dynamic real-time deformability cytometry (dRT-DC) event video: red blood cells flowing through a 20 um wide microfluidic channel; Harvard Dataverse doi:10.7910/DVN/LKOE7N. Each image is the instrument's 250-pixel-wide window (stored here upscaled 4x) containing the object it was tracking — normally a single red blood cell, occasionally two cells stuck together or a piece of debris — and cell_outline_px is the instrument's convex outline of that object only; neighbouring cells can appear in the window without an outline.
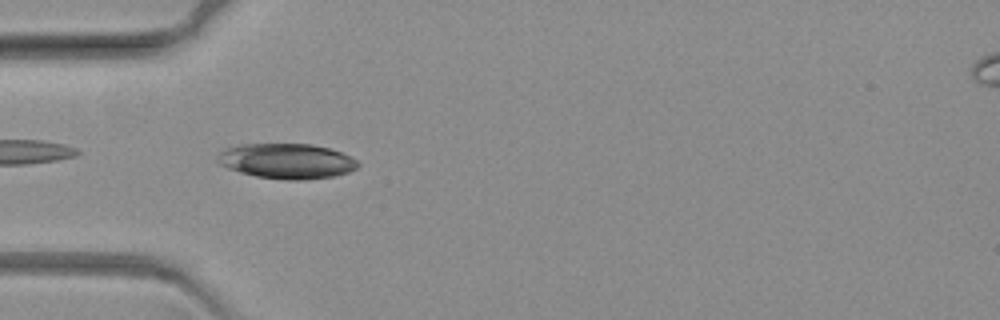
{"species": "common noctule bat (a hibernating species)", "species_latin": "Nyctalus noctula", "temperature_condition": "warm", "stored_images_in_passage": 49, "camera_frame_rate_fps": 3000, "um_per_image_px": 0.085, "animal": {"sex": "female", "body_mass_g": 19.3, "forearm_length_mm": 54.1}, "frame": {"image": 1, "passage_image": 2, "time_ms": 0.333, "image_size_px": [1000, 320], "cell_outline_px": [[360, 164], [356, 168], [348, 172], [332, 176], [304, 180], [288, 180], [256, 176], [240, 172], [228, 168], [220, 164], [216, 160], [216, 156], [224, 148], [240, 144], [312, 144], [328, 148], [340, 152], [356, 160]], "centroid_in_image_um": [24.33, 13.68], "position_along_channel_um": 60.7, "area_um2": 28.67}}
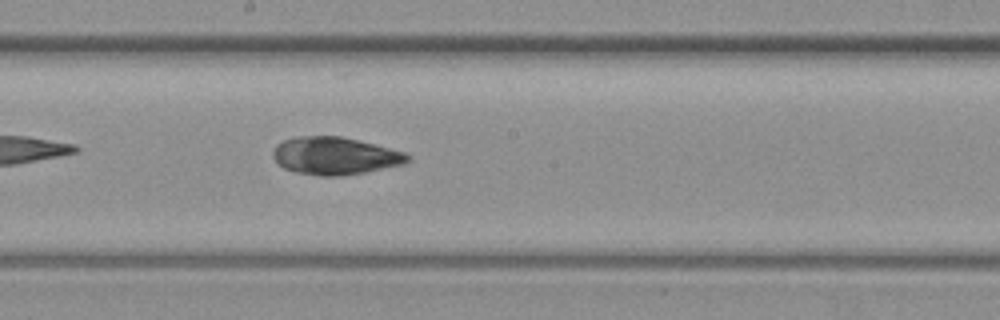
{"frame": {"image": 2, "passage_image": 18, "time_ms": 5.667, "image_size_px": [1000, 320], "cell_outline_px": [[408, 160], [404, 164], [368, 172], [344, 176], [320, 176], [296, 172], [284, 168], [272, 156], [272, 152], [276, 144], [284, 140], [296, 136], [340, 136], [404, 152], [408, 156]], "centroid_in_image_um": [28.44, 13.26], "position_along_channel_um": 219.8, "area_um2": 29.3}}
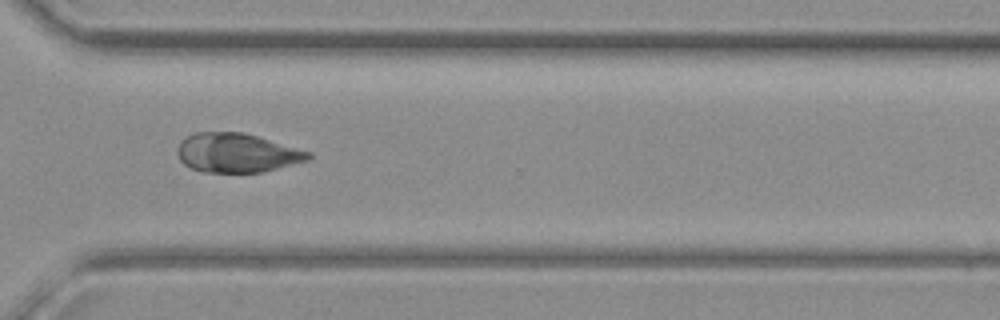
{"frame": {"image": 3, "passage_image": 31, "time_ms": 10.0, "image_size_px": [1000, 320], "cell_outline_px": [[312, 156], [308, 160], [264, 172], [200, 172], [188, 168], [180, 160], [176, 152], [176, 148], [180, 140], [184, 136], [196, 132], [244, 132], [312, 152]], "centroid_in_image_um": [20.09, 12.99], "position_along_channel_um": 350.5, "area_um2": 30.29}}